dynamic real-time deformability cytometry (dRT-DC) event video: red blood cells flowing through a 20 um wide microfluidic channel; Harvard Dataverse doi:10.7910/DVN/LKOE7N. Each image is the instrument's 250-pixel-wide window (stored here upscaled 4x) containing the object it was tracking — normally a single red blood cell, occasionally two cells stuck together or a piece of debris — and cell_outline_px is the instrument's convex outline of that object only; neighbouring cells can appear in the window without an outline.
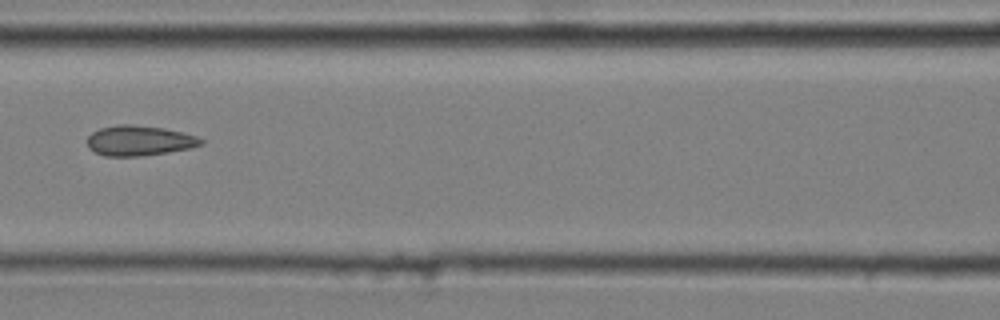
{"species": "common noctule bat (a hibernating species)", "species_latin": "Nyctalus noctula", "temperature_condition": "cold", "stored_images_in_passage": 9, "camera_frame_rate_fps": 3000, "um_per_image_px": 0.085, "animal": {"sex": "male", "body_mass_g": 20.4}, "frame": {"image": 1, "passage_image": 6, "time_ms": 1.667, "image_size_px": [1000, 320], "cell_outline_px": [[204, 144], [192, 148], [144, 156], [104, 156], [88, 148], [88, 136], [92, 132], [100, 128], [120, 124], [128, 124], [164, 128], [196, 136], [204, 140]], "centroid_in_image_um": [11.85, 11.96], "position_along_channel_um": 154.8, "area_um2": 20.0}}
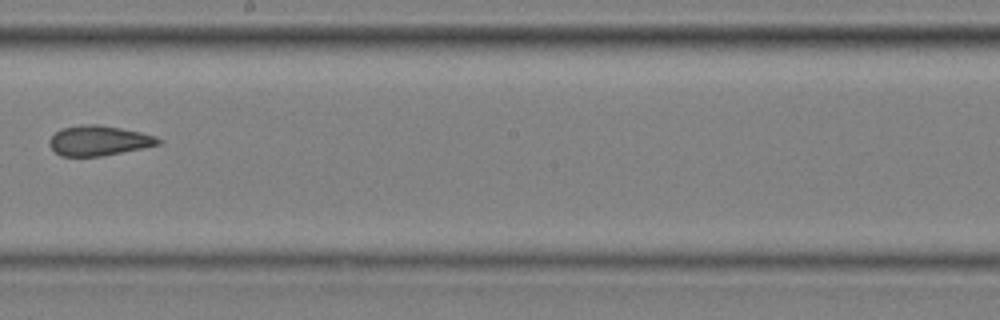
{"frame": {"image": 2, "passage_image": 8, "time_ms": 2.333, "image_size_px": [1000, 320], "cell_outline_px": [[164, 140], [160, 144], [100, 156], [60, 156], [48, 144], [48, 140], [60, 128], [80, 124], [96, 124], [120, 128], [140, 132], [156, 136]], "centroid_in_image_um": [8.37, 11.94], "position_along_channel_um": 239.8, "area_um2": 18.96}}
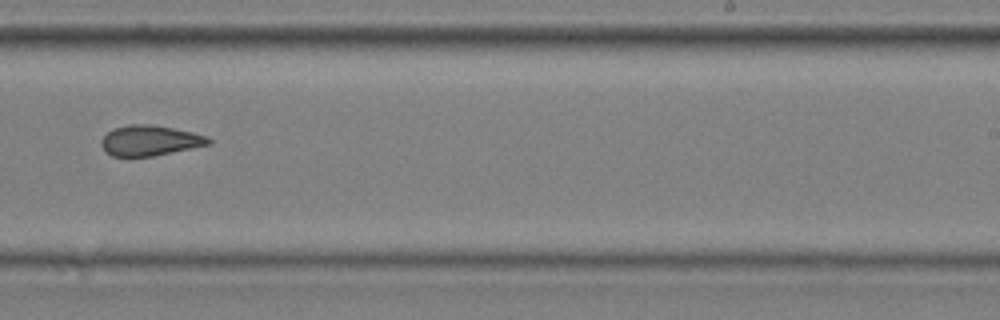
{"frame": {"image": 3, "passage_image": 9, "time_ms": 2.667, "image_size_px": [1000, 320], "cell_outline_px": [[212, 144], [152, 156], [128, 160], [112, 156], [104, 152], [100, 144], [100, 140], [112, 128], [128, 124], [148, 124], [172, 128], [192, 132], [208, 136], [212, 140]], "centroid_in_image_um": [12.67, 11.98], "position_along_channel_um": 276.3, "area_um2": 19.65}}